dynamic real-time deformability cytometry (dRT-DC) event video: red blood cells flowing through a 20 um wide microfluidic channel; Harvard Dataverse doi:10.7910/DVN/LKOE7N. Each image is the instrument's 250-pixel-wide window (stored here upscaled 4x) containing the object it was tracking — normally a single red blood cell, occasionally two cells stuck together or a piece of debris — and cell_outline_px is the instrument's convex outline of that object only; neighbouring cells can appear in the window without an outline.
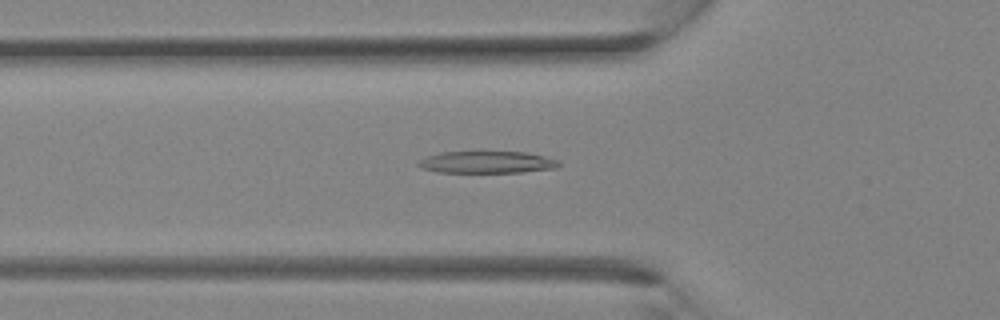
{"species": "Egyptian fruit bat (a non-hibernating species)", "species_latin": "Rousettus aegyptiacus", "temperature_condition": "room temperature", "stored_images_in_passage": 33, "camera_frame_rate_fps": 3000, "um_per_image_px": 0.085, "animal": {"sex": "female"}, "frame": {"image": 1, "passage_image": 10, "time_ms": 3.0, "image_size_px": [1000, 320], "cell_outline_px": [[560, 164], [556, 168], [520, 172], [436, 172], [420, 168], [416, 164], [420, 160], [428, 156], [440, 152], [524, 152], [544, 156], [560, 160]], "centroid_in_image_um": [41.38, 13.79], "position_along_channel_um": 84.4, "area_um2": 17.92}}
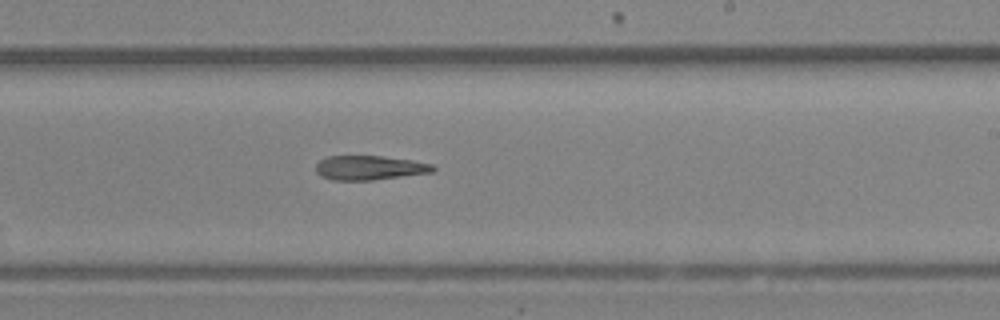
{"frame": {"image": 2, "passage_image": 19, "time_ms": 6.0, "image_size_px": [1000, 320], "cell_outline_px": [[436, 168], [432, 172], [372, 180], [332, 180], [320, 176], [316, 172], [316, 164], [320, 160], [328, 156], [384, 156], [412, 160], [432, 164]], "centroid_in_image_um": [31.38, 14.26], "position_along_channel_um": 257.6, "area_um2": 16.59}}
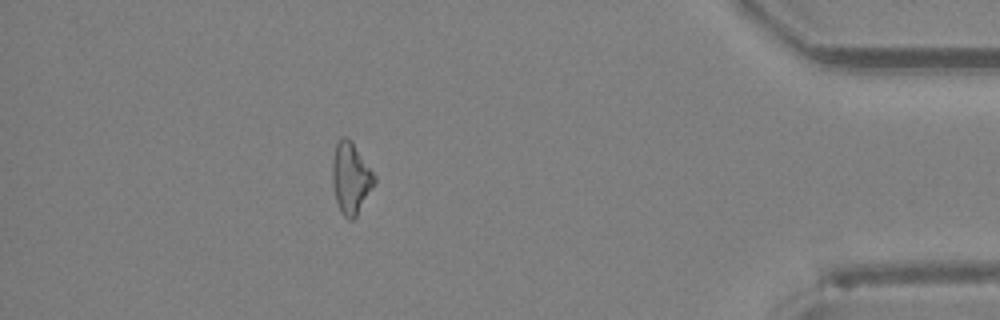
{"frame": {"image": 3, "passage_image": 29, "time_ms": 9.333, "image_size_px": [1000, 320], "cell_outline_px": [[376, 180], [356, 216], [352, 220], [348, 220], [340, 212], [336, 200], [332, 184], [332, 164], [336, 144], [344, 136], [348, 136], [352, 140], [376, 176]], "centroid_in_image_um": [29.81, 15.12], "position_along_channel_um": 405.4, "area_um2": 17.4}}